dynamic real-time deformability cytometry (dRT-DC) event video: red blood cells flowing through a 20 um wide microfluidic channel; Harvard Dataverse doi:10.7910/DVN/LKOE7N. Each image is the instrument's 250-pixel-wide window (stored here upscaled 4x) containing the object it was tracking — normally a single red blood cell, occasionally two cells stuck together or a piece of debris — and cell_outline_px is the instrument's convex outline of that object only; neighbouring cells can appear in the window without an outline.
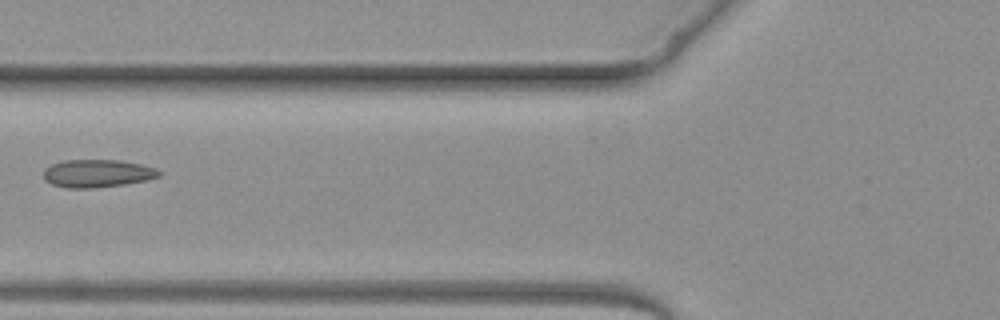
{"species": "common noctule bat (a hibernating species)", "species_latin": "Nyctalus noctula", "temperature_condition": "warm", "stored_images_in_passage": 4, "camera_frame_rate_fps": 3000, "um_per_image_px": 0.085, "animal": {"sex": "female", "body_mass_g": 19.3, "forearm_length_mm": 54.1}, "frame": {"image": 1, "passage_image": 4, "time_ms": 3.333, "image_size_px": [1000, 320], "cell_outline_px": [[160, 176], [148, 180], [124, 184], [92, 188], [68, 188], [52, 184], [44, 180], [44, 168], [52, 164], [64, 160], [120, 160], [140, 164], [156, 168], [160, 172]], "centroid_in_image_um": [8.27, 14.74], "position_along_channel_um": 117.5, "area_um2": 18.73}}